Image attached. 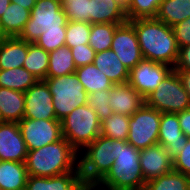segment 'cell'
I'll use <instances>...</instances> for the list:
<instances>
[{
	"mask_svg": "<svg viewBox=\"0 0 190 190\" xmlns=\"http://www.w3.org/2000/svg\"><path fill=\"white\" fill-rule=\"evenodd\" d=\"M91 23L67 21L65 46L72 48L89 44Z\"/></svg>",
	"mask_w": 190,
	"mask_h": 190,
	"instance_id": "836d02e7",
	"label": "cell"
},
{
	"mask_svg": "<svg viewBox=\"0 0 190 190\" xmlns=\"http://www.w3.org/2000/svg\"><path fill=\"white\" fill-rule=\"evenodd\" d=\"M109 92L110 90H103L88 94L87 104L94 109L100 122L113 114V111L108 103Z\"/></svg>",
	"mask_w": 190,
	"mask_h": 190,
	"instance_id": "d590c367",
	"label": "cell"
},
{
	"mask_svg": "<svg viewBox=\"0 0 190 190\" xmlns=\"http://www.w3.org/2000/svg\"><path fill=\"white\" fill-rule=\"evenodd\" d=\"M70 49L73 54L76 68L92 64L94 62L96 52L92 47L89 46V44H80L79 46H75Z\"/></svg>",
	"mask_w": 190,
	"mask_h": 190,
	"instance_id": "74e56055",
	"label": "cell"
},
{
	"mask_svg": "<svg viewBox=\"0 0 190 190\" xmlns=\"http://www.w3.org/2000/svg\"><path fill=\"white\" fill-rule=\"evenodd\" d=\"M11 0H0V17L3 15Z\"/></svg>",
	"mask_w": 190,
	"mask_h": 190,
	"instance_id": "f6af8a7d",
	"label": "cell"
},
{
	"mask_svg": "<svg viewBox=\"0 0 190 190\" xmlns=\"http://www.w3.org/2000/svg\"><path fill=\"white\" fill-rule=\"evenodd\" d=\"M30 10L17 3H10L0 17V32L3 37H18L30 18Z\"/></svg>",
	"mask_w": 190,
	"mask_h": 190,
	"instance_id": "7402d4cb",
	"label": "cell"
},
{
	"mask_svg": "<svg viewBox=\"0 0 190 190\" xmlns=\"http://www.w3.org/2000/svg\"><path fill=\"white\" fill-rule=\"evenodd\" d=\"M139 157V149L124 140H118L117 157L110 171L93 190H143L146 181L141 172Z\"/></svg>",
	"mask_w": 190,
	"mask_h": 190,
	"instance_id": "3957f363",
	"label": "cell"
},
{
	"mask_svg": "<svg viewBox=\"0 0 190 190\" xmlns=\"http://www.w3.org/2000/svg\"><path fill=\"white\" fill-rule=\"evenodd\" d=\"M37 81L24 67L0 70V87L25 93Z\"/></svg>",
	"mask_w": 190,
	"mask_h": 190,
	"instance_id": "83f0119b",
	"label": "cell"
},
{
	"mask_svg": "<svg viewBox=\"0 0 190 190\" xmlns=\"http://www.w3.org/2000/svg\"><path fill=\"white\" fill-rule=\"evenodd\" d=\"M0 123H3L1 112H0Z\"/></svg>",
	"mask_w": 190,
	"mask_h": 190,
	"instance_id": "c3c4849f",
	"label": "cell"
},
{
	"mask_svg": "<svg viewBox=\"0 0 190 190\" xmlns=\"http://www.w3.org/2000/svg\"><path fill=\"white\" fill-rule=\"evenodd\" d=\"M25 111L23 118L50 120L56 119L53 98L44 80L37 81L24 93Z\"/></svg>",
	"mask_w": 190,
	"mask_h": 190,
	"instance_id": "4fadbf2b",
	"label": "cell"
},
{
	"mask_svg": "<svg viewBox=\"0 0 190 190\" xmlns=\"http://www.w3.org/2000/svg\"><path fill=\"white\" fill-rule=\"evenodd\" d=\"M174 70H190V45L179 47Z\"/></svg>",
	"mask_w": 190,
	"mask_h": 190,
	"instance_id": "60d3db41",
	"label": "cell"
},
{
	"mask_svg": "<svg viewBox=\"0 0 190 190\" xmlns=\"http://www.w3.org/2000/svg\"><path fill=\"white\" fill-rule=\"evenodd\" d=\"M73 54L69 47L62 46L49 52L47 78H54L75 73Z\"/></svg>",
	"mask_w": 190,
	"mask_h": 190,
	"instance_id": "4316f807",
	"label": "cell"
},
{
	"mask_svg": "<svg viewBox=\"0 0 190 190\" xmlns=\"http://www.w3.org/2000/svg\"><path fill=\"white\" fill-rule=\"evenodd\" d=\"M125 7L130 2V0H119Z\"/></svg>",
	"mask_w": 190,
	"mask_h": 190,
	"instance_id": "bcb514c9",
	"label": "cell"
},
{
	"mask_svg": "<svg viewBox=\"0 0 190 190\" xmlns=\"http://www.w3.org/2000/svg\"><path fill=\"white\" fill-rule=\"evenodd\" d=\"M139 161L146 182L173 170V159L166 147L159 143L140 149Z\"/></svg>",
	"mask_w": 190,
	"mask_h": 190,
	"instance_id": "9a60e30c",
	"label": "cell"
},
{
	"mask_svg": "<svg viewBox=\"0 0 190 190\" xmlns=\"http://www.w3.org/2000/svg\"><path fill=\"white\" fill-rule=\"evenodd\" d=\"M27 177L25 162L0 161V190H25Z\"/></svg>",
	"mask_w": 190,
	"mask_h": 190,
	"instance_id": "cb8c5ba5",
	"label": "cell"
},
{
	"mask_svg": "<svg viewBox=\"0 0 190 190\" xmlns=\"http://www.w3.org/2000/svg\"><path fill=\"white\" fill-rule=\"evenodd\" d=\"M25 164L28 175L58 176L79 170V153L62 137L40 149L28 151Z\"/></svg>",
	"mask_w": 190,
	"mask_h": 190,
	"instance_id": "7a4b0ae2",
	"label": "cell"
},
{
	"mask_svg": "<svg viewBox=\"0 0 190 190\" xmlns=\"http://www.w3.org/2000/svg\"><path fill=\"white\" fill-rule=\"evenodd\" d=\"M44 81L52 94L56 119L61 121L77 107L87 104L88 93L75 73Z\"/></svg>",
	"mask_w": 190,
	"mask_h": 190,
	"instance_id": "52a82bcc",
	"label": "cell"
},
{
	"mask_svg": "<svg viewBox=\"0 0 190 190\" xmlns=\"http://www.w3.org/2000/svg\"><path fill=\"white\" fill-rule=\"evenodd\" d=\"M29 43L19 37H4L0 42V70L23 67Z\"/></svg>",
	"mask_w": 190,
	"mask_h": 190,
	"instance_id": "d6986e66",
	"label": "cell"
},
{
	"mask_svg": "<svg viewBox=\"0 0 190 190\" xmlns=\"http://www.w3.org/2000/svg\"><path fill=\"white\" fill-rule=\"evenodd\" d=\"M27 153L18 122L0 123V161L25 162Z\"/></svg>",
	"mask_w": 190,
	"mask_h": 190,
	"instance_id": "5bb4252c",
	"label": "cell"
},
{
	"mask_svg": "<svg viewBox=\"0 0 190 190\" xmlns=\"http://www.w3.org/2000/svg\"><path fill=\"white\" fill-rule=\"evenodd\" d=\"M12 3H17L19 6H23L30 10L35 6L36 0H11Z\"/></svg>",
	"mask_w": 190,
	"mask_h": 190,
	"instance_id": "ee69618b",
	"label": "cell"
},
{
	"mask_svg": "<svg viewBox=\"0 0 190 190\" xmlns=\"http://www.w3.org/2000/svg\"><path fill=\"white\" fill-rule=\"evenodd\" d=\"M63 9L67 21L91 23V0H70Z\"/></svg>",
	"mask_w": 190,
	"mask_h": 190,
	"instance_id": "e575fe53",
	"label": "cell"
},
{
	"mask_svg": "<svg viewBox=\"0 0 190 190\" xmlns=\"http://www.w3.org/2000/svg\"><path fill=\"white\" fill-rule=\"evenodd\" d=\"M181 131L190 138V108L177 113Z\"/></svg>",
	"mask_w": 190,
	"mask_h": 190,
	"instance_id": "b9f144b4",
	"label": "cell"
},
{
	"mask_svg": "<svg viewBox=\"0 0 190 190\" xmlns=\"http://www.w3.org/2000/svg\"><path fill=\"white\" fill-rule=\"evenodd\" d=\"M161 112L143 106L130 116L127 143L136 149L148 148L158 143Z\"/></svg>",
	"mask_w": 190,
	"mask_h": 190,
	"instance_id": "9c48e42d",
	"label": "cell"
},
{
	"mask_svg": "<svg viewBox=\"0 0 190 190\" xmlns=\"http://www.w3.org/2000/svg\"><path fill=\"white\" fill-rule=\"evenodd\" d=\"M175 71L182 82L183 88L188 93L190 100V70H175Z\"/></svg>",
	"mask_w": 190,
	"mask_h": 190,
	"instance_id": "7bdbcfd3",
	"label": "cell"
},
{
	"mask_svg": "<svg viewBox=\"0 0 190 190\" xmlns=\"http://www.w3.org/2000/svg\"><path fill=\"white\" fill-rule=\"evenodd\" d=\"M188 139L181 131L177 113H161L158 143L166 147L172 159L183 150Z\"/></svg>",
	"mask_w": 190,
	"mask_h": 190,
	"instance_id": "e0dca14e",
	"label": "cell"
},
{
	"mask_svg": "<svg viewBox=\"0 0 190 190\" xmlns=\"http://www.w3.org/2000/svg\"><path fill=\"white\" fill-rule=\"evenodd\" d=\"M75 74L88 94L110 90L114 85L93 63L77 67Z\"/></svg>",
	"mask_w": 190,
	"mask_h": 190,
	"instance_id": "d4e9b609",
	"label": "cell"
},
{
	"mask_svg": "<svg viewBox=\"0 0 190 190\" xmlns=\"http://www.w3.org/2000/svg\"><path fill=\"white\" fill-rule=\"evenodd\" d=\"M126 21L125 6L119 0H91V24H123Z\"/></svg>",
	"mask_w": 190,
	"mask_h": 190,
	"instance_id": "ffe728a7",
	"label": "cell"
},
{
	"mask_svg": "<svg viewBox=\"0 0 190 190\" xmlns=\"http://www.w3.org/2000/svg\"><path fill=\"white\" fill-rule=\"evenodd\" d=\"M118 25L112 23L91 24L89 46L96 53L111 49L113 36Z\"/></svg>",
	"mask_w": 190,
	"mask_h": 190,
	"instance_id": "1f68e13d",
	"label": "cell"
},
{
	"mask_svg": "<svg viewBox=\"0 0 190 190\" xmlns=\"http://www.w3.org/2000/svg\"><path fill=\"white\" fill-rule=\"evenodd\" d=\"M111 50L128 70L143 60L136 31L129 21L116 27Z\"/></svg>",
	"mask_w": 190,
	"mask_h": 190,
	"instance_id": "7c38bea8",
	"label": "cell"
},
{
	"mask_svg": "<svg viewBox=\"0 0 190 190\" xmlns=\"http://www.w3.org/2000/svg\"><path fill=\"white\" fill-rule=\"evenodd\" d=\"M4 37L1 35V32H0V42L2 41Z\"/></svg>",
	"mask_w": 190,
	"mask_h": 190,
	"instance_id": "681fc988",
	"label": "cell"
},
{
	"mask_svg": "<svg viewBox=\"0 0 190 190\" xmlns=\"http://www.w3.org/2000/svg\"><path fill=\"white\" fill-rule=\"evenodd\" d=\"M48 66L49 52L35 43H29L28 54L23 67L37 80H45L47 78Z\"/></svg>",
	"mask_w": 190,
	"mask_h": 190,
	"instance_id": "f1b7e54d",
	"label": "cell"
},
{
	"mask_svg": "<svg viewBox=\"0 0 190 190\" xmlns=\"http://www.w3.org/2000/svg\"><path fill=\"white\" fill-rule=\"evenodd\" d=\"M18 125L28 151L40 149L63 137L61 121L58 119L42 120L23 118L18 122Z\"/></svg>",
	"mask_w": 190,
	"mask_h": 190,
	"instance_id": "30bf717a",
	"label": "cell"
},
{
	"mask_svg": "<svg viewBox=\"0 0 190 190\" xmlns=\"http://www.w3.org/2000/svg\"><path fill=\"white\" fill-rule=\"evenodd\" d=\"M163 0H130L125 7L128 21L141 18H156Z\"/></svg>",
	"mask_w": 190,
	"mask_h": 190,
	"instance_id": "d6a6232c",
	"label": "cell"
},
{
	"mask_svg": "<svg viewBox=\"0 0 190 190\" xmlns=\"http://www.w3.org/2000/svg\"><path fill=\"white\" fill-rule=\"evenodd\" d=\"M20 39L35 43L46 30L66 29L67 19L59 0H36Z\"/></svg>",
	"mask_w": 190,
	"mask_h": 190,
	"instance_id": "8992f818",
	"label": "cell"
},
{
	"mask_svg": "<svg viewBox=\"0 0 190 190\" xmlns=\"http://www.w3.org/2000/svg\"><path fill=\"white\" fill-rule=\"evenodd\" d=\"M65 40L66 29L46 30L45 33H41L35 44L47 52H51L59 47L65 46Z\"/></svg>",
	"mask_w": 190,
	"mask_h": 190,
	"instance_id": "8d00e7d4",
	"label": "cell"
},
{
	"mask_svg": "<svg viewBox=\"0 0 190 190\" xmlns=\"http://www.w3.org/2000/svg\"><path fill=\"white\" fill-rule=\"evenodd\" d=\"M173 170L190 176V138L183 150L173 158Z\"/></svg>",
	"mask_w": 190,
	"mask_h": 190,
	"instance_id": "f35d334b",
	"label": "cell"
},
{
	"mask_svg": "<svg viewBox=\"0 0 190 190\" xmlns=\"http://www.w3.org/2000/svg\"><path fill=\"white\" fill-rule=\"evenodd\" d=\"M60 1V3H61V5H62V7L66 4V3H68L70 0H59Z\"/></svg>",
	"mask_w": 190,
	"mask_h": 190,
	"instance_id": "7dc6e473",
	"label": "cell"
},
{
	"mask_svg": "<svg viewBox=\"0 0 190 190\" xmlns=\"http://www.w3.org/2000/svg\"><path fill=\"white\" fill-rule=\"evenodd\" d=\"M24 93L0 87V112L3 122H20L25 111Z\"/></svg>",
	"mask_w": 190,
	"mask_h": 190,
	"instance_id": "603a6c76",
	"label": "cell"
},
{
	"mask_svg": "<svg viewBox=\"0 0 190 190\" xmlns=\"http://www.w3.org/2000/svg\"><path fill=\"white\" fill-rule=\"evenodd\" d=\"M108 103L113 113L130 117L143 106L145 99L126 82L110 88Z\"/></svg>",
	"mask_w": 190,
	"mask_h": 190,
	"instance_id": "ac0fdd59",
	"label": "cell"
},
{
	"mask_svg": "<svg viewBox=\"0 0 190 190\" xmlns=\"http://www.w3.org/2000/svg\"><path fill=\"white\" fill-rule=\"evenodd\" d=\"M143 190H190V176L172 170L147 181Z\"/></svg>",
	"mask_w": 190,
	"mask_h": 190,
	"instance_id": "f546056e",
	"label": "cell"
},
{
	"mask_svg": "<svg viewBox=\"0 0 190 190\" xmlns=\"http://www.w3.org/2000/svg\"><path fill=\"white\" fill-rule=\"evenodd\" d=\"M133 25L143 59L175 67L178 45L173 28L157 18L129 20Z\"/></svg>",
	"mask_w": 190,
	"mask_h": 190,
	"instance_id": "6da1fadb",
	"label": "cell"
},
{
	"mask_svg": "<svg viewBox=\"0 0 190 190\" xmlns=\"http://www.w3.org/2000/svg\"><path fill=\"white\" fill-rule=\"evenodd\" d=\"M25 190H93V188L82 179L79 170H74L53 177L28 175Z\"/></svg>",
	"mask_w": 190,
	"mask_h": 190,
	"instance_id": "2e32d148",
	"label": "cell"
},
{
	"mask_svg": "<svg viewBox=\"0 0 190 190\" xmlns=\"http://www.w3.org/2000/svg\"><path fill=\"white\" fill-rule=\"evenodd\" d=\"M188 17H190V0H163L156 18L173 27Z\"/></svg>",
	"mask_w": 190,
	"mask_h": 190,
	"instance_id": "484cf974",
	"label": "cell"
},
{
	"mask_svg": "<svg viewBox=\"0 0 190 190\" xmlns=\"http://www.w3.org/2000/svg\"><path fill=\"white\" fill-rule=\"evenodd\" d=\"M172 70L167 64L143 59L129 70L127 82L145 99Z\"/></svg>",
	"mask_w": 190,
	"mask_h": 190,
	"instance_id": "8fae6325",
	"label": "cell"
},
{
	"mask_svg": "<svg viewBox=\"0 0 190 190\" xmlns=\"http://www.w3.org/2000/svg\"><path fill=\"white\" fill-rule=\"evenodd\" d=\"M145 104L161 113H179L190 108L188 93L174 69L145 98Z\"/></svg>",
	"mask_w": 190,
	"mask_h": 190,
	"instance_id": "ba28073f",
	"label": "cell"
},
{
	"mask_svg": "<svg viewBox=\"0 0 190 190\" xmlns=\"http://www.w3.org/2000/svg\"><path fill=\"white\" fill-rule=\"evenodd\" d=\"M118 153V140L98 136L79 152V171L94 188L110 171Z\"/></svg>",
	"mask_w": 190,
	"mask_h": 190,
	"instance_id": "277c9868",
	"label": "cell"
},
{
	"mask_svg": "<svg viewBox=\"0 0 190 190\" xmlns=\"http://www.w3.org/2000/svg\"><path fill=\"white\" fill-rule=\"evenodd\" d=\"M172 28L178 48L190 45V17L174 25Z\"/></svg>",
	"mask_w": 190,
	"mask_h": 190,
	"instance_id": "ab89813d",
	"label": "cell"
},
{
	"mask_svg": "<svg viewBox=\"0 0 190 190\" xmlns=\"http://www.w3.org/2000/svg\"><path fill=\"white\" fill-rule=\"evenodd\" d=\"M93 64L113 83H126L129 70L118 59L116 53L111 49L97 52Z\"/></svg>",
	"mask_w": 190,
	"mask_h": 190,
	"instance_id": "44dd1931",
	"label": "cell"
},
{
	"mask_svg": "<svg viewBox=\"0 0 190 190\" xmlns=\"http://www.w3.org/2000/svg\"><path fill=\"white\" fill-rule=\"evenodd\" d=\"M130 117L113 113L101 122V133L107 138L127 141Z\"/></svg>",
	"mask_w": 190,
	"mask_h": 190,
	"instance_id": "4dcf8cb0",
	"label": "cell"
},
{
	"mask_svg": "<svg viewBox=\"0 0 190 190\" xmlns=\"http://www.w3.org/2000/svg\"><path fill=\"white\" fill-rule=\"evenodd\" d=\"M62 136L79 153L100 136L101 122L88 104L74 109L61 120Z\"/></svg>",
	"mask_w": 190,
	"mask_h": 190,
	"instance_id": "5b68a950",
	"label": "cell"
}]
</instances>
